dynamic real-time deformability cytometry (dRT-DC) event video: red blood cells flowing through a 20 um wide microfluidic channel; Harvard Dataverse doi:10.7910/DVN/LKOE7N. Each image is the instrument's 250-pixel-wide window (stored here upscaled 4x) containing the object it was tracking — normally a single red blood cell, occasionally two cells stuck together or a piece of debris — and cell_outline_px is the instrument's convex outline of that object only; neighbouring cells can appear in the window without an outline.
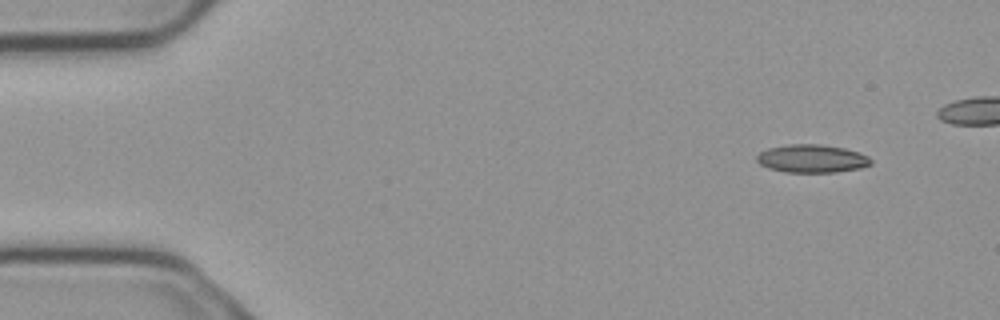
{"species": "common noctule bat (a hibernating species)", "species_latin": "Nyctalus noctula", "temperature_condition": "cold", "stored_images_in_passage": 4, "camera_frame_rate_fps": 3000, "um_per_image_px": 0.085, "animal": {"sex": "male", "body_mass_g": 23.1, "forearm_length_mm": 52.7}, "frame": {"image": 1, "passage_image": 1, "time_ms": 0.0, "image_size_px": [1000, 320], "cell_outline_px": [[872, 164], [860, 168], [836, 172], [784, 172], [768, 168], [760, 164], [756, 160], [756, 156], [760, 152], [768, 148], [788, 144], [820, 144], [844, 148], [860, 152], [868, 156], [872, 160]], "centroid_in_image_um": [69.01, 13.48], "position_along_channel_um": 16.0, "area_um2": 18.79}}